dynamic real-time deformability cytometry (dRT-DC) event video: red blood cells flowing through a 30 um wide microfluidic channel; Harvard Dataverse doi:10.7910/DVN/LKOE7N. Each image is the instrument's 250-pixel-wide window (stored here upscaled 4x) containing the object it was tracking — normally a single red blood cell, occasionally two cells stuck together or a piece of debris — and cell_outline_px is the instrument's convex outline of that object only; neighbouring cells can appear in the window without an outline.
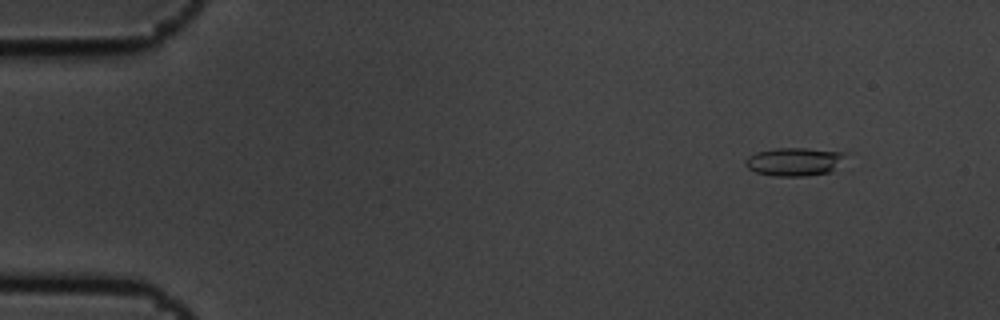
{"species": "common noctule bat (a hibernating species)", "species_latin": "Nyctalus noctula", "temperature_condition": "cold", "stored_images_in_passage": 5, "camera_frame_rate_fps": 3000, "um_per_image_px": 0.085, "animal": {"sex": "male", "body_mass_g": 19.5, "forearm_length_mm": 54.6}, "frame": {"image": 1, "passage_image": 2, "time_ms": 0.333, "image_size_px": [1000, 320], "cell_outline_px": [[848, 152], [832, 172], [804, 176], [772, 176], [756, 172], [748, 168], [744, 164], [744, 160], [748, 156], [756, 152], [776, 148], [808, 148]], "centroid_in_image_um": [67.51, 13.74], "position_along_channel_um": 17.5, "area_um2": 16.65}}
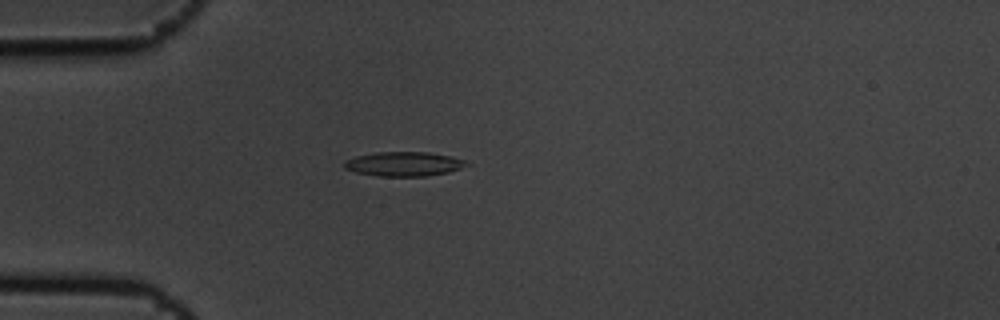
{"frame": {"image": 2, "passage_image": 5, "time_ms": 1.333, "image_size_px": [1000, 320], "cell_outline_px": [[472, 164], [448, 172], [424, 176], [380, 176], [356, 172], [344, 168], [344, 160], [356, 156], [376, 152], [428, 152], [452, 156], [464, 160]], "centroid_in_image_um": [34.34, 13.93], "position_along_channel_um": 50.7, "area_um2": 17.34}}